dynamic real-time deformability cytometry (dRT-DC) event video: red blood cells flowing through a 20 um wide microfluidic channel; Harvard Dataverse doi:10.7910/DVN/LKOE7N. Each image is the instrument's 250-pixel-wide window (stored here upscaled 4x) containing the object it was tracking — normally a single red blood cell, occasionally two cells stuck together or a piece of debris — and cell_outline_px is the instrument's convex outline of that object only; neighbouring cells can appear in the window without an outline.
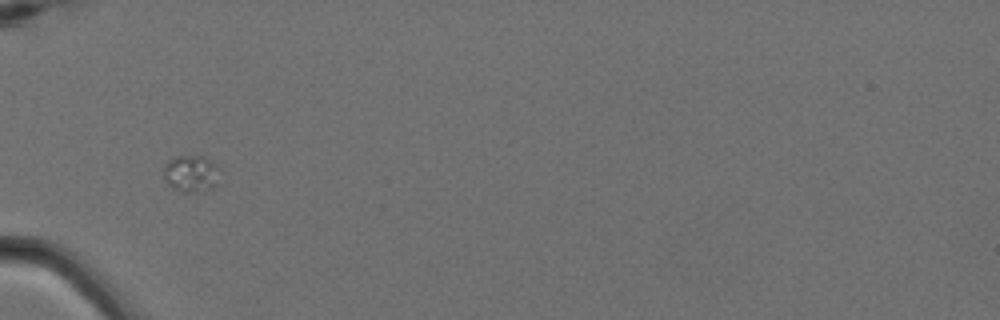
{"species": "Egyptian fruit bat (a non-hibernating species)", "species_latin": "Rousettus aegyptiacus", "temperature_condition": "cold", "stored_images_in_passage": 4, "camera_frame_rate_fps": 3000, "um_per_image_px": 0.085, "animal": {"sex": "female"}, "frame": {"image": 1, "passage_image": 3, "time_ms": 0.667, "image_size_px": [1000, 320], "cell_outline_px": [[220, 184], [204, 192], [180, 192], [172, 188], [164, 180], [164, 168], [168, 160], [176, 156], [196, 152], [204, 156], [216, 164]], "centroid_in_image_um": [16.26, 14.73], "position_along_channel_um": 68.7, "area_um2": 12.72}}